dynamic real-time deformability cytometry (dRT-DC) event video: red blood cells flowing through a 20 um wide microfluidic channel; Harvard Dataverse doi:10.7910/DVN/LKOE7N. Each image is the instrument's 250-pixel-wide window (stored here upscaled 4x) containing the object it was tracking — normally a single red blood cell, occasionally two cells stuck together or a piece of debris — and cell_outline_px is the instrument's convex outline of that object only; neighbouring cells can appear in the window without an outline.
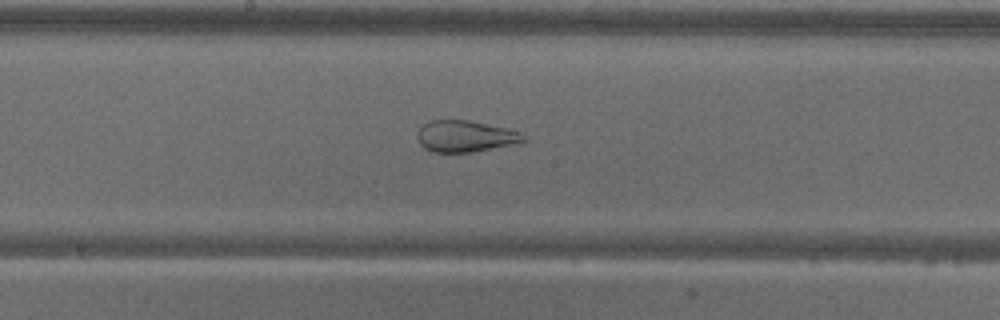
{"species": "common noctule bat (a hibernating species)", "species_latin": "Nyctalus noctula", "temperature_condition": "warm", "stored_images_in_passage": 57, "segment_of_instrument_passage": [2, 2], "camera_frame_rate_fps": 3000, "um_per_image_px": 0.085, "animal": {"sex": "male", "body_mass_g": 18.8}, "frame": {"image": 1, "passage_image": 30, "time_ms": 9.667, "image_size_px": [1000, 320], "cell_outline_px": [[528, 140], [512, 144], [472, 152], [432, 152], [424, 148], [420, 144], [416, 136], [416, 132], [428, 120], [468, 120], [504, 128], [520, 132], [528, 136]], "centroid_in_image_um": [39.52, 11.58], "position_along_channel_um": 208.7, "area_um2": 19.42}}
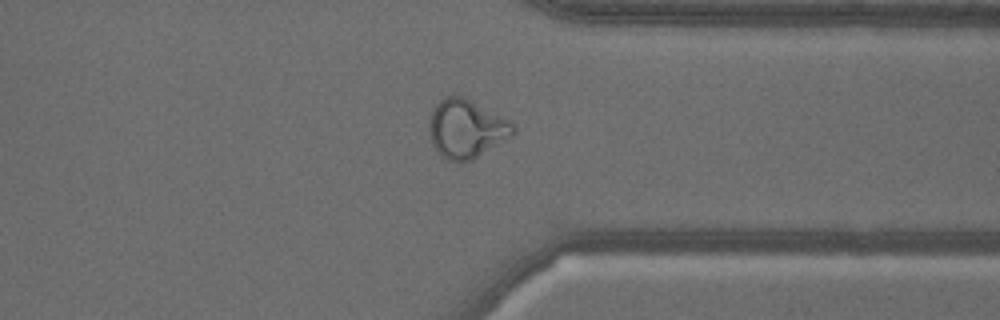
{"frame": {"image": 2, "passage_image": 44, "time_ms": 14.333, "image_size_px": [1000, 320], "cell_outline_px": [[516, 132], [512, 136], [472, 160], [448, 160], [436, 152], [432, 144], [428, 128], [428, 120], [436, 104], [440, 100], [448, 96], [464, 96], [512, 120], [516, 128]], "centroid_in_image_um": [39.66, 10.92], "position_along_channel_um": 371.7, "area_um2": 28.9}}
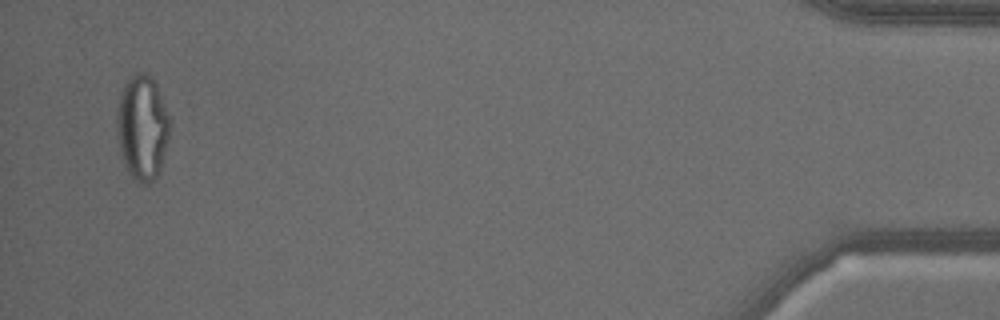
{"frame": {"image": 3, "passage_image": 55, "time_ms": 18.0, "image_size_px": [1000, 320], "cell_outline_px": [[168, 140], [160, 168], [156, 176], [148, 184], [136, 184], [124, 164], [120, 152], [116, 132], [116, 108], [124, 84], [136, 72], [148, 72], [152, 76], [156, 84], [168, 116]], "centroid_in_image_um": [12.05, 10.84], "position_along_channel_um": 423.1, "area_um2": 32.31}}